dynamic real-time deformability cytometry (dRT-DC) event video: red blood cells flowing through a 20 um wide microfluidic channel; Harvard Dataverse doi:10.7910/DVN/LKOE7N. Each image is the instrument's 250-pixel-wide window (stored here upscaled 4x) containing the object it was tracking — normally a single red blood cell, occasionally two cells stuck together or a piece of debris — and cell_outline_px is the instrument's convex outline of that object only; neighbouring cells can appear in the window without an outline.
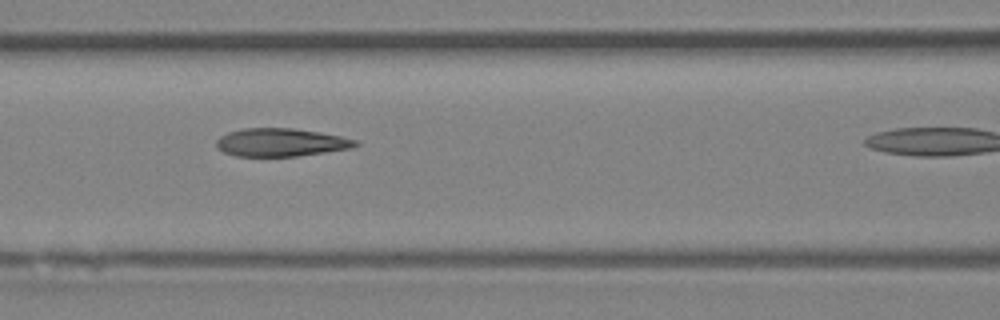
{"species": "Egyptian fruit bat (a non-hibernating species)", "species_latin": "Rousettus aegyptiacus", "temperature_condition": "room temperature", "stored_images_in_passage": 8, "camera_frame_rate_fps": 3000, "um_per_image_px": 0.085, "animal": {"sex": "female"}, "frame": {"image": 1, "passage_image": 5, "time_ms": 4.667, "image_size_px": [1000, 320], "cell_outline_px": [[360, 144], [352, 148], [296, 156], [236, 156], [224, 152], [216, 144], [216, 140], [220, 136], [228, 132], [244, 128], [292, 128], [320, 132], [360, 140]], "centroid_in_image_um": [23.91, 12.09], "position_along_channel_um": 142.7, "area_um2": 22.72}}
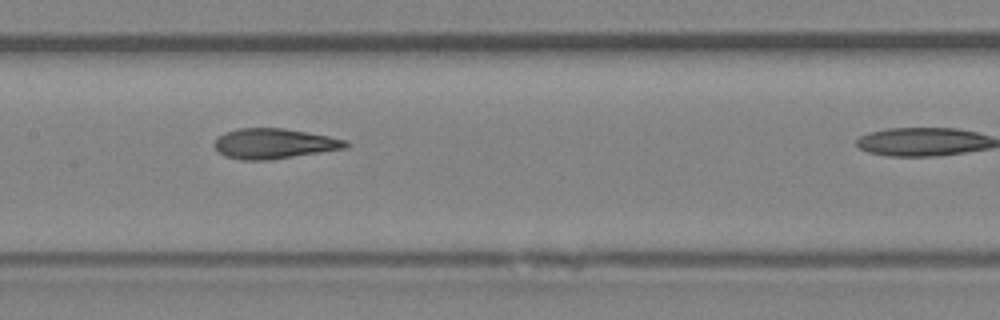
{"frame": {"image": 2, "passage_image": 6, "time_ms": 5.667, "image_size_px": [1000, 320], "cell_outline_px": [[352, 144], [348, 148], [268, 160], [240, 160], [224, 156], [216, 152], [212, 144], [216, 136], [224, 132], [240, 128], [284, 128], [328, 136], [348, 140]], "centroid_in_image_um": [23.25, 12.21], "position_along_channel_um": 184.1, "area_um2": 23.52}}